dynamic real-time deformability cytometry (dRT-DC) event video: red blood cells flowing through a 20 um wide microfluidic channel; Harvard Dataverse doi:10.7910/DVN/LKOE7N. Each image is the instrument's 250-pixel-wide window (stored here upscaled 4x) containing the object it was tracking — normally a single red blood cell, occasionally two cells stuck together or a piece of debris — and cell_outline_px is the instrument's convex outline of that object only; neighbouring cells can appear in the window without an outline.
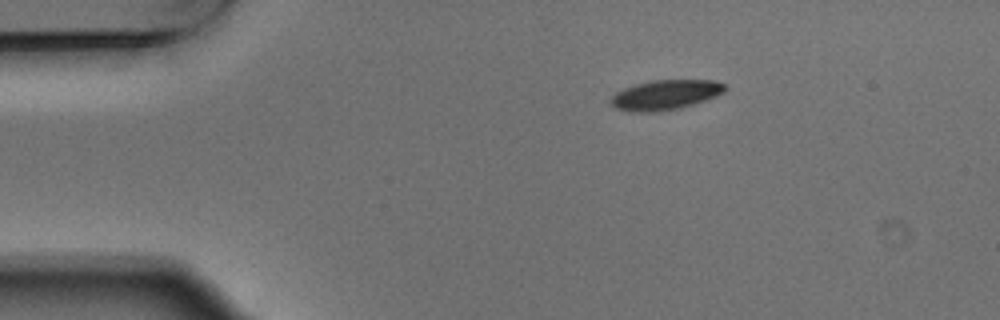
{"species": "Egyptian fruit bat (a non-hibernating species)", "species_latin": "Rousettus aegyptiacus", "temperature_condition": "warm", "stored_images_in_passage": 4, "camera_frame_rate_fps": 3000, "um_per_image_px": 0.085, "animal": {"sex": "male"}, "frame": {"image": 1, "passage_image": 4, "time_ms": 1.0, "image_size_px": [1000, 320], "cell_outline_px": [[728, 88], [724, 92], [716, 96], [680, 108], [652, 112], [632, 112], [616, 108], [612, 104], [612, 96], [616, 92], [624, 88], [636, 84], [652, 80], [712, 80], [724, 84]], "centroid_in_image_um": [56.57, 8.06], "position_along_channel_um": 28.4, "area_um2": 19.65}}